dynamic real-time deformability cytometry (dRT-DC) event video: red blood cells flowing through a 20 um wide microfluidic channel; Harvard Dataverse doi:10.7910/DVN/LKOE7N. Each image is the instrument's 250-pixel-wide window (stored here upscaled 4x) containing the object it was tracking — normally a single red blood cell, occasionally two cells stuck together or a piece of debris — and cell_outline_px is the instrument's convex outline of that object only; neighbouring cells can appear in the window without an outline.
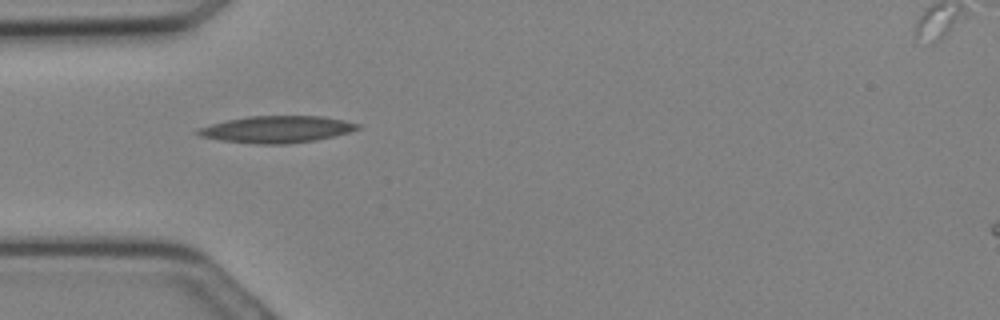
{"species": "Egyptian fruit bat (a non-hibernating species)", "species_latin": "Rousettus aegyptiacus", "temperature_condition": "cold", "stored_images_in_passage": 17, "camera_frame_rate_fps": 3000, "um_per_image_px": 0.085, "animal": {"sex": "female"}, "frame": {"image": 1, "passage_image": 8, "time_ms": 2.333, "image_size_px": [1000, 320], "cell_outline_px": [[360, 128], [348, 132], [316, 140], [288, 144], [260, 144], [220, 140], [200, 136], [196, 132], [196, 128], [228, 120], [248, 116], [324, 116], [344, 120], [360, 124]], "centroid_in_image_um": [23.53, 10.99], "position_along_channel_um": 61.5, "area_um2": 24.85}}
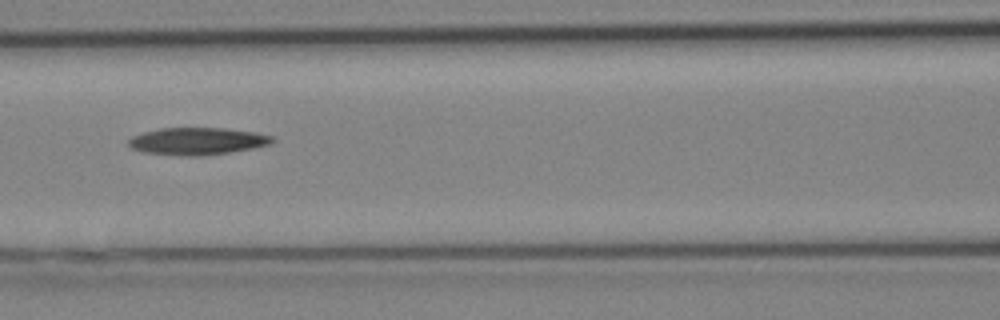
{"frame": {"image": 2, "passage_image": 12, "time_ms": 3.667, "image_size_px": [1000, 320], "cell_outline_px": [[276, 140], [272, 144], [256, 148], [200, 156], [184, 156], [144, 152], [132, 148], [128, 144], [128, 140], [132, 136], [144, 132], [160, 128], [224, 128], [252, 132], [272, 136]], "centroid_in_image_um": [16.79, 12.0], "position_along_channel_um": 149.8, "area_um2": 22.77}}